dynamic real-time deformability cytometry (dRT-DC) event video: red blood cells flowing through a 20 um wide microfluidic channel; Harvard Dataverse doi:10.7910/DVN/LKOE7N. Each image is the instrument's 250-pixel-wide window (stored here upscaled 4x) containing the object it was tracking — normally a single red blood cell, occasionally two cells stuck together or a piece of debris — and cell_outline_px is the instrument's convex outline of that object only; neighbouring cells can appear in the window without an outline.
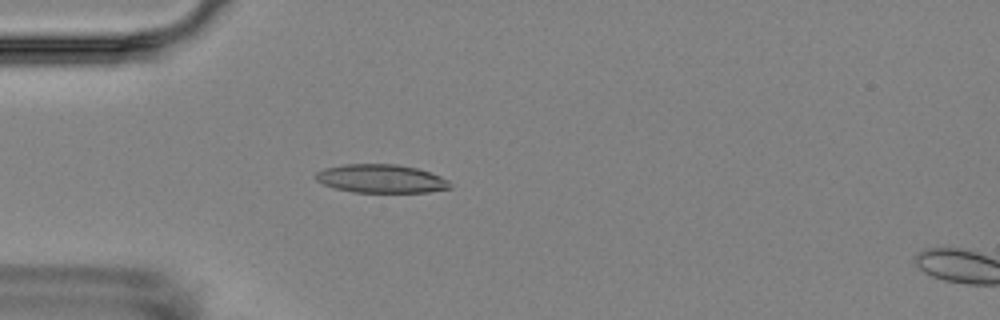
{"species": "Egyptian fruit bat (a non-hibernating species)", "species_latin": "Rousettus aegyptiacus", "temperature_condition": "room temperature", "stored_images_in_passage": 4, "camera_frame_rate_fps": 3000, "um_per_image_px": 0.085, "animal": {"sex": "female"}, "frame": {"image": 1, "passage_image": 3, "time_ms": 2.333, "image_size_px": [1000, 320], "cell_outline_px": [[452, 188], [428, 192], [352, 192], [336, 188], [324, 184], [316, 180], [312, 176], [316, 172], [324, 168], [344, 164], [396, 164], [416, 168], [440, 176], [448, 180], [452, 184]], "centroid_in_image_um": [32.37, 15.18], "position_along_channel_um": 52.6, "area_um2": 22.31}}